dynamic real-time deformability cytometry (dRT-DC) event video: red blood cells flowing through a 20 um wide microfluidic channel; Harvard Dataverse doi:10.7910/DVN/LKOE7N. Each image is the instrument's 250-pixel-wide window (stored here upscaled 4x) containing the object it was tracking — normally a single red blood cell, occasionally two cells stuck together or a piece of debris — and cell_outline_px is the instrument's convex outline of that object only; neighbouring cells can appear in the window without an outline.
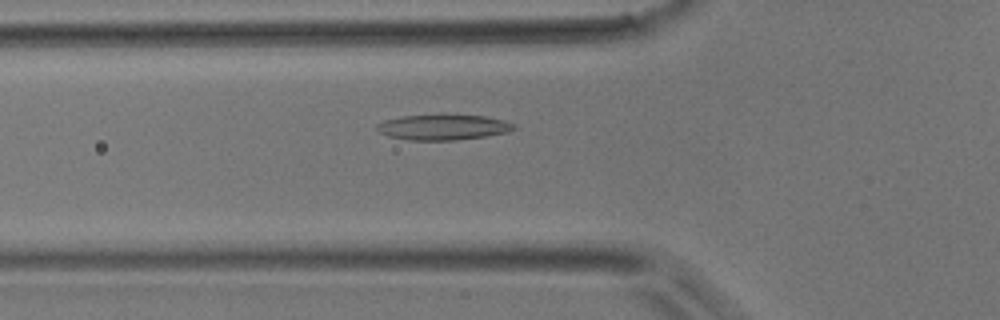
{"species": "common noctule bat (a hibernating species)", "species_latin": "Nyctalus noctula", "temperature_condition": "room temperature", "stored_images_in_passage": 33, "camera_frame_rate_fps": 3000, "um_per_image_px": 0.085, "animal": {"sex": "male", "body_mass_g": 17.9}, "frame": {"image": 1, "passage_image": 2, "time_ms": 0.333, "image_size_px": [1000, 320], "cell_outline_px": [[520, 128], [508, 132], [488, 136], [452, 140], [408, 140], [388, 136], [380, 132], [376, 128], [376, 124], [384, 120], [404, 116], [484, 116], [504, 120], [516, 124]], "centroid_in_image_um": [37.72, 10.83], "position_along_channel_um": 88.1, "area_um2": 20.06}}
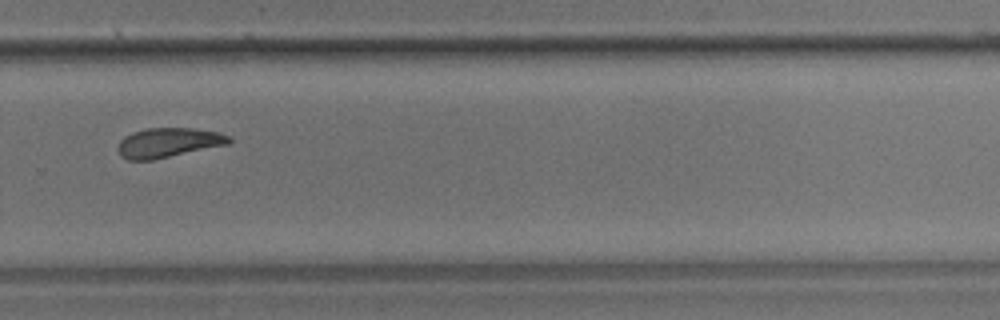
{"frame": {"image": 2, "passage_image": 18, "time_ms": 5.667, "image_size_px": [1000, 320], "cell_outline_px": [[232, 140], [228, 144], [152, 160], [128, 160], [120, 156], [120, 140], [124, 136], [132, 132], [144, 128], [192, 128], [220, 132], [228, 136]], "centroid_in_image_um": [14.31, 12.11], "position_along_channel_um": 315.5, "area_um2": 19.02}}
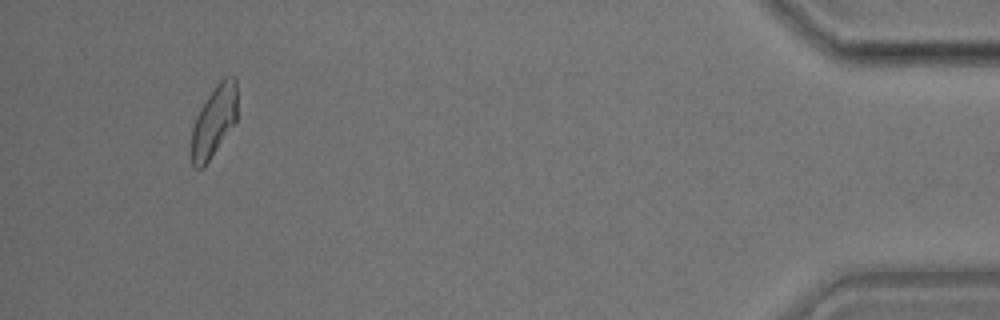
{"frame": {"image": 3, "passage_image": 30, "time_ms": 9.667, "image_size_px": [1000, 320], "cell_outline_px": [[236, 124], [208, 160], [200, 168], [196, 168], [192, 164], [192, 128], [196, 116], [200, 108], [216, 84], [224, 76], [236, 76]], "centroid_in_image_um": [18.21, 10.26], "position_along_channel_um": 417.0, "area_um2": 18.79}}